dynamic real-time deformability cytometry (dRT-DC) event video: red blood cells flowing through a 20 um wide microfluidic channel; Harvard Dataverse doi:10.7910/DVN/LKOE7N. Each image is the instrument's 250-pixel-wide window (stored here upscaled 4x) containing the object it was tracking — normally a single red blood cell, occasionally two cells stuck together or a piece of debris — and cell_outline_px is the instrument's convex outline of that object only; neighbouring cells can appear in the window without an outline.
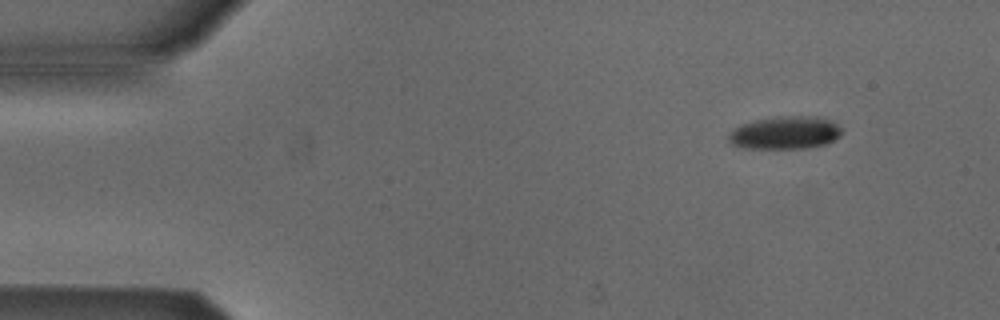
{"species": "Egyptian fruit bat (a non-hibernating species)", "species_latin": "Rousettus aegyptiacus", "temperature_condition": "cold", "stored_images_in_passage": 6, "camera_frame_rate_fps": 3000, "um_per_image_px": 0.085, "animal": {"sex": "male"}, "frame": {"image": 1, "passage_image": 1, "time_ms": 0.0, "image_size_px": [1000, 320], "cell_outline_px": [[840, 136], [828, 144], [804, 148], [744, 148], [732, 144], [728, 140], [728, 136], [732, 128], [756, 120], [784, 116], [816, 116], [828, 120], [836, 124], [840, 128]], "centroid_in_image_um": [66.72, 11.29], "position_along_channel_um": 18.3, "area_um2": 21.44}}
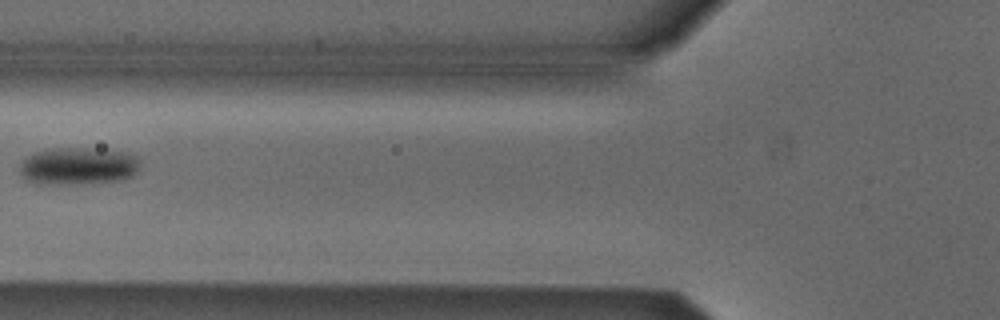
{"frame": {"image": 2, "passage_image": 5, "time_ms": 5.0, "image_size_px": [1000, 320], "cell_outline_px": [[140, 160], [136, 172], [132, 176], [116, 180], [48, 184], [36, 184], [28, 180], [20, 172], [20, 164], [32, 152], [44, 148], [88, 148], [124, 152], [136, 156]], "centroid_in_image_um": [6.59, 14.08], "position_along_channel_um": 119.2, "area_um2": 25.78}}
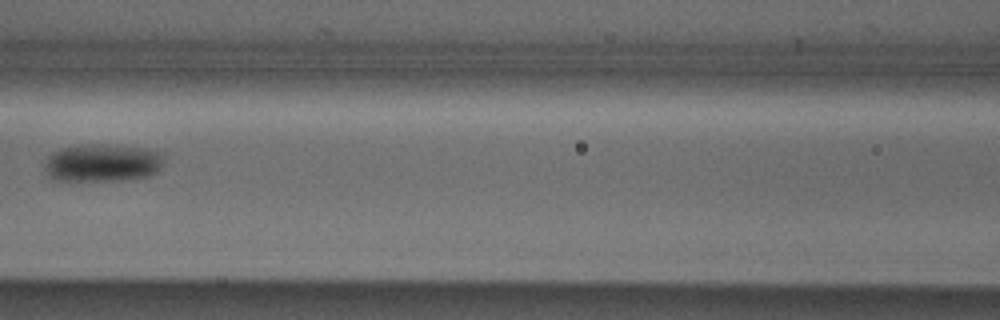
{"frame": {"image": 3, "passage_image": 6, "time_ms": 6.0, "image_size_px": [1000, 320], "cell_outline_px": [[164, 164], [156, 172], [148, 176], [128, 180], [52, 180], [48, 176], [44, 168], [44, 160], [52, 152], [60, 148], [84, 144], [104, 144], [144, 148], [164, 152]], "centroid_in_image_um": [8.71, 13.83], "position_along_channel_um": 157.9, "area_um2": 26.76}}